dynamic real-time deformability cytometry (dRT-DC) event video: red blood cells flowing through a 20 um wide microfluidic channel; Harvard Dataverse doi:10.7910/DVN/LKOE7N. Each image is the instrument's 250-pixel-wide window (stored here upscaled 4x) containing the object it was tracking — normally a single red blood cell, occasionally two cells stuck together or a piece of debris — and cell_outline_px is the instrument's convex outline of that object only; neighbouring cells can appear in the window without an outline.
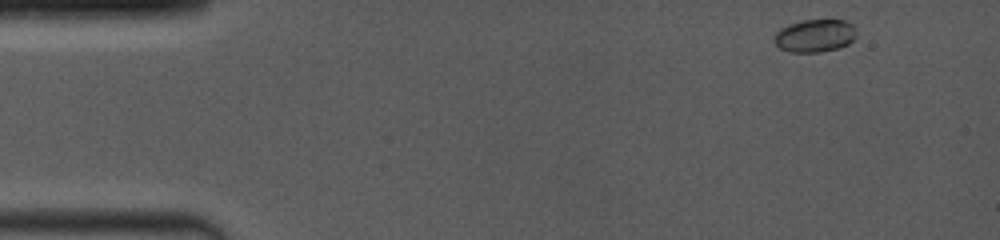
{"species": "common noctule bat (a hibernating species)", "species_latin": "Nyctalus noctula", "temperature_condition": "room temperature", "stored_images_in_passage": 9, "camera_frame_rate_fps": 4000, "um_per_image_px": 0.085, "animal": {"sex": "female", "body_mass_g": 19.0, "forearm_length_mm": 53.3}, "frame": {"image": 1, "passage_image": 1, "time_ms": 0.0, "image_size_px": [1000, 240], "cell_outline_px": [[856, 36], [848, 44], [840, 48], [820, 52], [788, 52], [780, 48], [772, 40], [776, 32], [780, 28], [804, 20], [844, 20], [852, 24]], "centroid_in_image_um": [69.24, 3.05], "position_along_channel_um": 15.8, "area_um2": 15.66}}
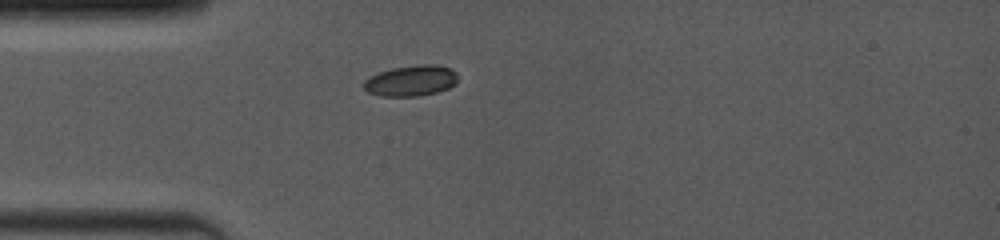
{"frame": {"image": 2, "passage_image": 9, "time_ms": 3.25, "image_size_px": [1000, 240], "cell_outline_px": [[456, 80], [448, 88], [436, 92], [416, 96], [380, 96], [368, 92], [360, 84], [364, 80], [380, 72], [392, 68], [420, 64], [436, 64], [452, 68], [456, 72]], "centroid_in_image_um": [34.91, 6.85], "position_along_channel_um": 50.1, "area_um2": 16.82}}